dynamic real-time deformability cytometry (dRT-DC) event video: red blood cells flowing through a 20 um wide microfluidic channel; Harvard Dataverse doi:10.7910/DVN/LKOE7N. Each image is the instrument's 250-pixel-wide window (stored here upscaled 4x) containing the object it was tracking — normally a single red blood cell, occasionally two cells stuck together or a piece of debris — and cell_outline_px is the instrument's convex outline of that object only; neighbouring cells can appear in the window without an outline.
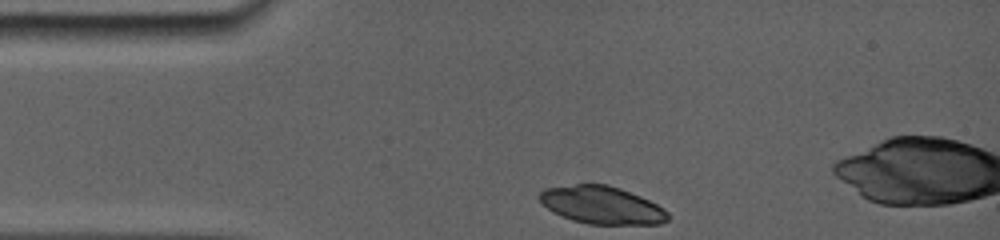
{"species": "common noctule bat (a hibernating species)", "species_latin": "Nyctalus noctula", "temperature_condition": "room temperature", "stored_images_in_passage": 4, "camera_frame_rate_fps": 5000, "um_per_image_px": 0.085, "animal": {"sex": "female", "body_mass_g": 19.0, "forearm_length_mm": 56.7}, "frame": {"image": 1, "passage_image": 1, "time_ms": 0.0, "image_size_px": [1000, 240], "cell_outline_px": [[668, 220], [660, 224], [588, 224], [572, 220], [552, 212], [536, 196], [544, 188], [576, 184], [608, 184], [620, 188], [640, 196], [664, 208], [668, 212]], "centroid_in_image_um": [51.14, 17.43], "position_along_channel_um": 33.9, "area_um2": 28.21}}